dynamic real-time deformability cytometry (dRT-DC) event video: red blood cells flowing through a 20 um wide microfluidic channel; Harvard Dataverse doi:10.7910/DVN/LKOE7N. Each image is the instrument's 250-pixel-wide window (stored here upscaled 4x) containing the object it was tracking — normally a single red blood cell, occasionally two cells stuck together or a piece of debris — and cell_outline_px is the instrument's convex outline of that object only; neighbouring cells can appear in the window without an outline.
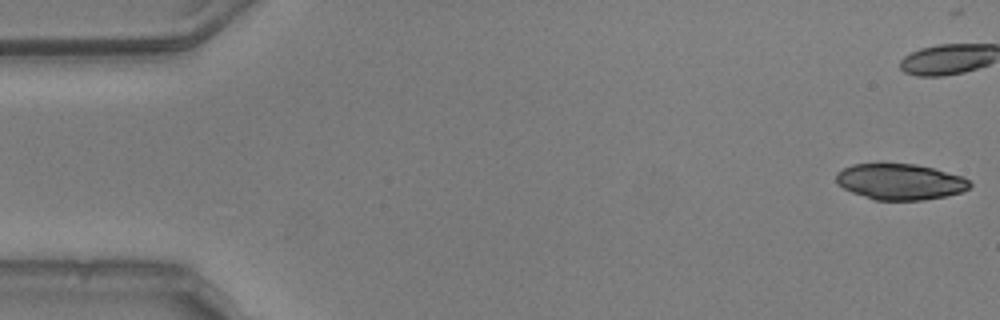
{"species": "common noctule bat (a hibernating species)", "species_latin": "Nyctalus noctula", "temperature_condition": "warm", "stored_images_in_passage": 41, "camera_frame_rate_fps": 3000, "um_per_image_px": 0.085, "animal": {"sex": "male", "body_mass_g": 20.5, "forearm_length_mm": 52.5}, "frame": {"image": 1, "passage_image": 1, "time_ms": 0.0, "image_size_px": [1000, 320], "cell_outline_px": [[972, 184], [964, 192], [924, 200], [872, 200], [852, 192], [844, 188], [836, 180], [836, 172], [852, 164], [916, 164], [932, 168], [960, 176], [968, 180]], "centroid_in_image_um": [76.5, 15.46], "position_along_channel_um": 8.5, "area_um2": 27.8}}